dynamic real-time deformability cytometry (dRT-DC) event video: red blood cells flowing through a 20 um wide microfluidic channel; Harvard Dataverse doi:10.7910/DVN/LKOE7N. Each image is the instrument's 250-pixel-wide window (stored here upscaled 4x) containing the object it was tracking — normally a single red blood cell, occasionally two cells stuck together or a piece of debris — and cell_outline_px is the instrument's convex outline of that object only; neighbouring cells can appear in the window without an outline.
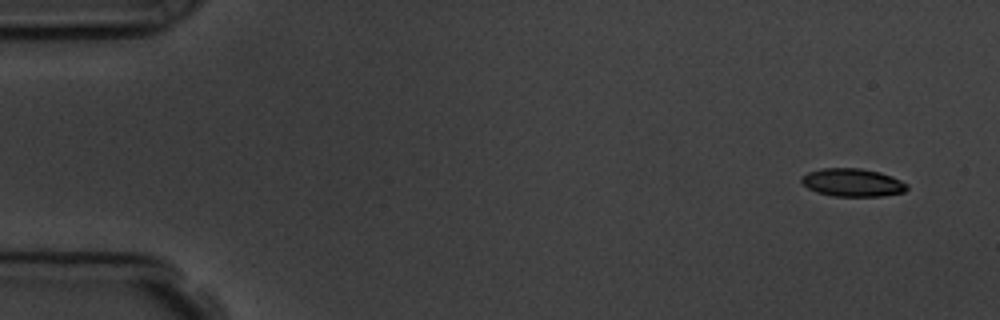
{"species": "common noctule bat (a hibernating species)", "species_latin": "Nyctalus noctula", "temperature_condition": "room temperature", "stored_images_in_passage": 4, "camera_frame_rate_fps": 3000, "um_per_image_px": 0.085, "animal": {"sex": "male", "body_mass_g": 19.5, "forearm_length_mm": 54.6}, "frame": {"image": 1, "passage_image": 1, "time_ms": 0.0, "image_size_px": [1000, 320], "cell_outline_px": [[908, 188], [904, 192], [884, 196], [832, 196], [816, 192], [808, 188], [800, 180], [800, 176], [808, 172], [820, 168], [860, 168], [880, 172], [892, 176], [908, 184]], "centroid_in_image_um": [72.46, 15.51], "position_along_channel_um": 12.5, "area_um2": 17.4}}